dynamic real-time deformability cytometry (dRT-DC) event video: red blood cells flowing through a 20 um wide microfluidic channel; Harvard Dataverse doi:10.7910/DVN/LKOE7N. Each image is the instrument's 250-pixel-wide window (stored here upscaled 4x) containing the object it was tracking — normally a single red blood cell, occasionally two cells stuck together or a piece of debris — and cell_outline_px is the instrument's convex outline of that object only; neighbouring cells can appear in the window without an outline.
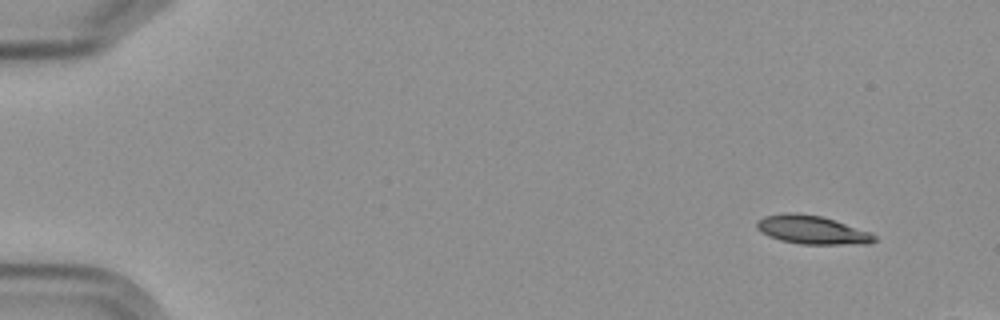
{"species": "Egyptian fruit bat (a non-hibernating species)", "species_latin": "Rousettus aegyptiacus", "temperature_condition": "cold", "stored_images_in_passage": 5, "camera_frame_rate_fps": 3000, "um_per_image_px": 0.085, "frame": {"image": 1, "passage_image": 1, "time_ms": 0.0, "image_size_px": [1000, 320], "cell_outline_px": [[876, 240], [868, 244], [800, 244], [780, 240], [768, 236], [760, 232], [756, 228], [756, 220], [764, 216], [784, 212], [820, 216], [872, 232], [876, 236]], "centroid_in_image_um": [69.0, 19.55], "position_along_channel_um": 16.0, "area_um2": 19.54}}